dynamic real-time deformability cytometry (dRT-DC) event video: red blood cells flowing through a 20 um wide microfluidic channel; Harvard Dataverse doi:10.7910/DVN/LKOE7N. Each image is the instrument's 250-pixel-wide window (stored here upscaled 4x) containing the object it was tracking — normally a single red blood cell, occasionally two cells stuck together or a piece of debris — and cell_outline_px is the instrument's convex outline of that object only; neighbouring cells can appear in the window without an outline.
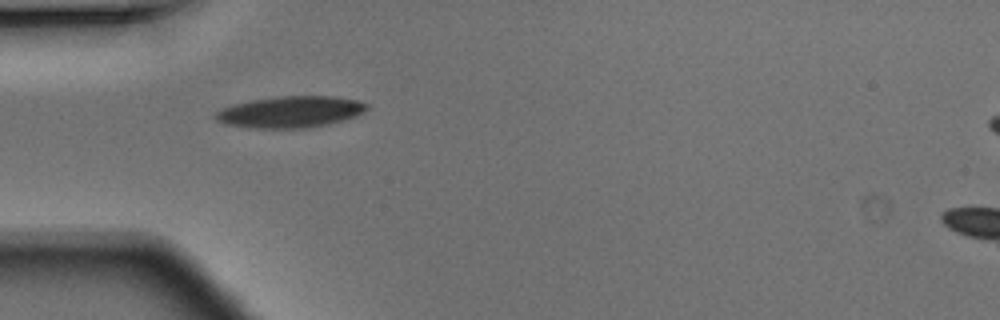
{"species": "Egyptian fruit bat (a non-hibernating species)", "species_latin": "Rousettus aegyptiacus", "temperature_condition": "warm", "stored_images_in_passage": 1, "camera_frame_rate_fps": 3000, "um_per_image_px": 0.085, "animal": {"sex": "male"}, "frame": {"image": 1, "passage_image": 1, "time_ms": 0.0, "image_size_px": [1000, 320], "cell_outline_px": [[368, 108], [364, 112], [356, 116], [328, 124], [304, 128], [248, 128], [224, 124], [216, 120], [212, 116], [220, 108], [232, 104], [252, 100], [276, 96], [336, 96], [356, 100], [368, 104]], "centroid_in_image_um": [24.63, 9.51], "position_along_channel_um": 60.4, "area_um2": 27.98}}